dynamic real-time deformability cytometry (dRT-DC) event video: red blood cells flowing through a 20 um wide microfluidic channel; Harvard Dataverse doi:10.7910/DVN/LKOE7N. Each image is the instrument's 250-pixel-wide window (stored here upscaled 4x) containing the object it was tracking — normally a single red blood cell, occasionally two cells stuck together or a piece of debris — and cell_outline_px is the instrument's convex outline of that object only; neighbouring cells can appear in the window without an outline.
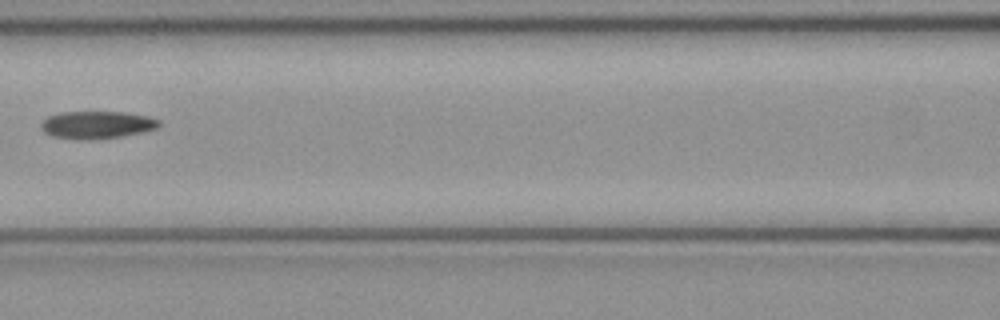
{"species": "common noctule bat (a hibernating species)", "species_latin": "Nyctalus noctula", "temperature_condition": "cold", "stored_images_in_passage": 6, "camera_frame_rate_fps": 3000, "um_per_image_px": 0.085, "animal": {"sex": "female", "body_mass_g": 21.9}, "frame": {"image": 1, "passage_image": 5, "time_ms": 1.333, "image_size_px": [1000, 320], "cell_outline_px": [[160, 124], [156, 128], [140, 132], [120, 136], [52, 136], [44, 132], [40, 128], [40, 124], [48, 116], [60, 112], [124, 112], [148, 116], [160, 120]], "centroid_in_image_um": [8.25, 10.54], "position_along_channel_um": 158.3, "area_um2": 17.74}}
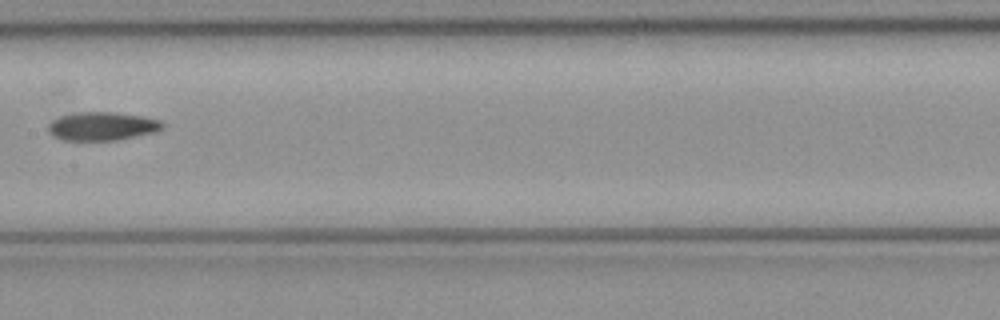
{"frame": {"image": 2, "passage_image": 6, "time_ms": 1.667, "image_size_px": [1000, 320], "cell_outline_px": [[164, 128], [152, 132], [116, 140], [60, 140], [52, 136], [48, 132], [48, 124], [52, 120], [60, 116], [80, 112], [112, 112], [140, 116], [160, 120], [164, 124]], "centroid_in_image_um": [8.62, 10.73], "position_along_channel_um": 198.8, "area_um2": 18.79}}